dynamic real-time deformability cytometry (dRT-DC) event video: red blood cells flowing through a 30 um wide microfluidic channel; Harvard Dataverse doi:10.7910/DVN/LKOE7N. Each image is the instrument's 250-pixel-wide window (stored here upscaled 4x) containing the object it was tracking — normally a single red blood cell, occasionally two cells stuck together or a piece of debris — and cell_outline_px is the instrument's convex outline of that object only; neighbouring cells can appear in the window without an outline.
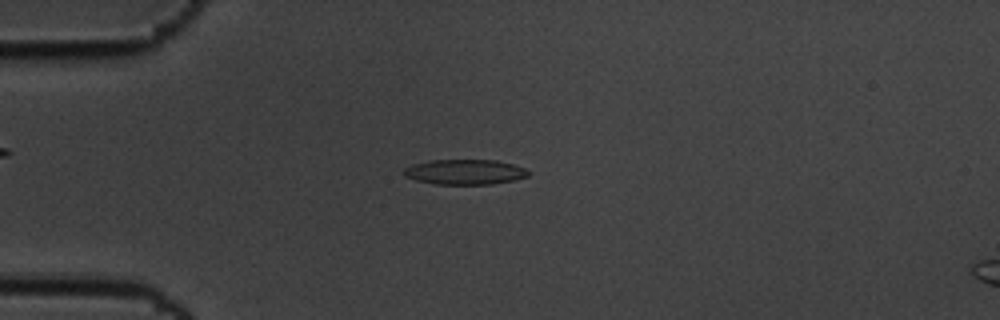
{"species": "common noctule bat (a hibernating species)", "species_latin": "Nyctalus noctula", "temperature_condition": "cold", "stored_images_in_passage": 58, "camera_frame_rate_fps": 3000, "um_per_image_px": 0.085, "animal": {"sex": "male", "body_mass_g": 19.5, "forearm_length_mm": 54.6}, "frame": {"image": 1, "passage_image": 15, "time_ms": 4.667, "image_size_px": [1000, 320], "cell_outline_px": [[528, 176], [512, 180], [492, 184], [436, 184], [416, 180], [404, 176], [404, 168], [412, 164], [428, 160], [496, 160], [512, 164], [524, 168], [528, 172]], "centroid_in_image_um": [39.47, 14.61], "position_along_channel_um": 45.5, "area_um2": 18.09}}
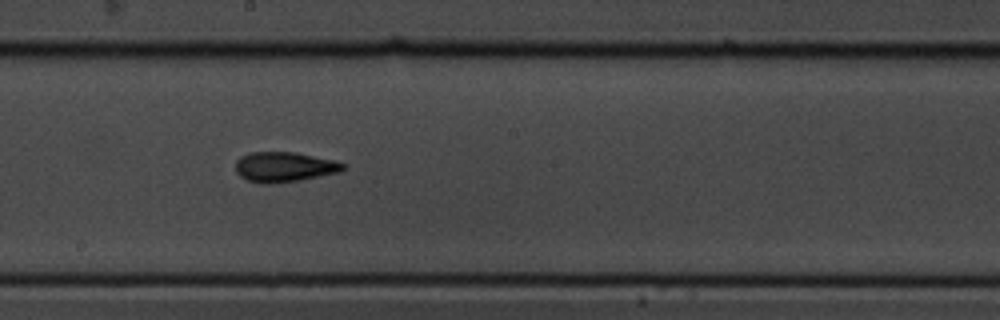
{"frame": {"image": 2, "passage_image": 32, "time_ms": 10.333, "image_size_px": [1000, 320], "cell_outline_px": [[348, 168], [340, 172], [300, 180], [268, 184], [260, 184], [248, 180], [240, 176], [236, 172], [236, 160], [240, 156], [252, 152], [296, 152], [336, 160], [344, 164]], "centroid_in_image_um": [24.19, 14.19], "position_along_channel_um": 224.0, "area_um2": 19.02}}
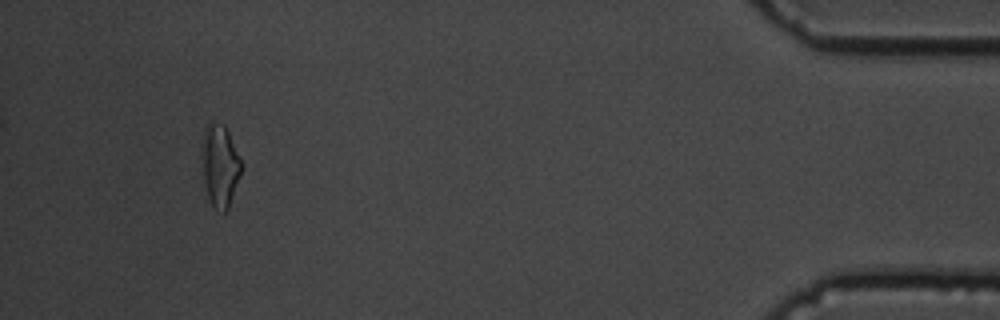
{"frame": {"image": 3, "passage_image": 54, "time_ms": 17.667, "image_size_px": [1000, 320], "cell_outline_px": [[244, 168], [228, 208], [224, 212], [212, 208], [208, 196], [204, 180], [200, 148], [204, 128], [212, 120], [216, 120], [224, 124], [244, 164]], "centroid_in_image_um": [18.7, 14.03], "position_along_channel_um": 416.5, "area_um2": 19.54}, "authors_computed_cell_mechanics": {"area_um2": 18.0625, "velocity_mm_per_s": 3.5015, "shape_relaxation_time_tau1_ms": 7.3062, "shape_relaxation_time_tau2_ms": 3.2791, "deformation_change_tau1": 0.2002, "deformation_change_tau2": 0.1122}}